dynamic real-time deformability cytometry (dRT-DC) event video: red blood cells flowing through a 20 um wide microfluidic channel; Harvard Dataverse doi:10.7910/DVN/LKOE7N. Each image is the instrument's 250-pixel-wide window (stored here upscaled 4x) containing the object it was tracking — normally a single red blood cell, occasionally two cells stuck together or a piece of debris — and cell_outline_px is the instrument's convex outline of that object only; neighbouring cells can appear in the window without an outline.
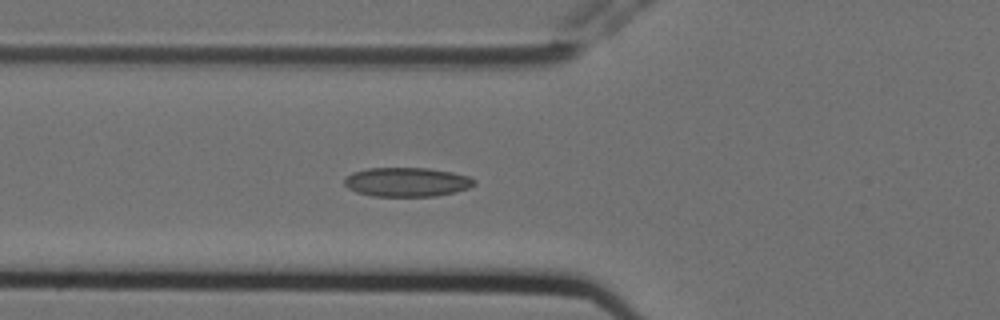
{"species": "Egyptian fruit bat (a non-hibernating species)", "species_latin": "Rousettus aegyptiacus", "temperature_condition": "cold", "stored_images_in_passage": 5, "camera_frame_rate_fps": 3000, "um_per_image_px": 0.085, "animal": {"sex": "female"}, "frame": {"image": 1, "passage_image": 5, "time_ms": 1.333, "image_size_px": [1000, 320], "cell_outline_px": [[476, 184], [468, 188], [456, 192], [436, 196], [372, 196], [356, 192], [348, 188], [344, 184], [344, 180], [352, 172], [368, 168], [428, 168], [452, 172], [468, 176], [476, 180]], "centroid_in_image_um": [34.59, 15.47], "position_along_channel_um": 91.2, "area_um2": 22.14}}